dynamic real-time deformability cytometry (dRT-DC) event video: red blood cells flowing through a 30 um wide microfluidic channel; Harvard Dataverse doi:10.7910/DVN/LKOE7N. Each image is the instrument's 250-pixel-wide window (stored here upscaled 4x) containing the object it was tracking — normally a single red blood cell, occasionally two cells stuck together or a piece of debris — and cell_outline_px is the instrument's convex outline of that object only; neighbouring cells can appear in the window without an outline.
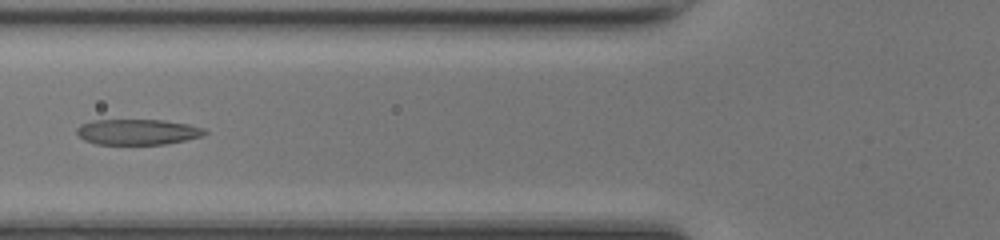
{"species": "common noctule bat (a hibernating species)", "species_latin": "Nyctalus noctula", "temperature_condition": "room temperature", "stored_images_in_passage": 48, "camera_frame_rate_fps": 3000, "um_per_image_px": 0.085, "animal": {"sex": "female", "body_mass_g": 17.0, "forearm_length_mm": 48.0}, "frame": {"image": 1, "passage_image": 18, "time_ms": 5.667, "image_size_px": [1000, 240], "cell_outline_px": [[208, 132], [204, 136], [164, 144], [96, 144], [84, 140], [76, 132], [76, 128], [80, 124], [92, 120], [160, 120], [188, 124], [204, 128]], "centroid_in_image_um": [11.68, 11.21], "position_along_channel_um": 114.1, "area_um2": 19.07}}
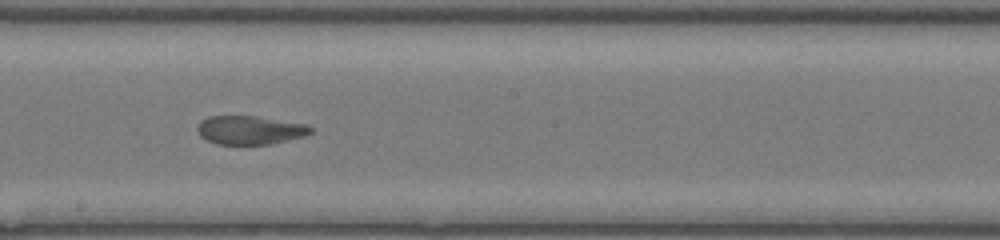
{"frame": {"image": 2, "passage_image": 26, "time_ms": 8.333, "image_size_px": [1000, 240], "cell_outline_px": [[312, 132], [304, 136], [272, 144], [216, 144], [200, 136], [196, 128], [200, 120], [208, 116], [252, 116], [304, 124], [312, 128]], "centroid_in_image_um": [21.19, 11.06], "position_along_channel_um": 227.0, "area_um2": 18.73}}
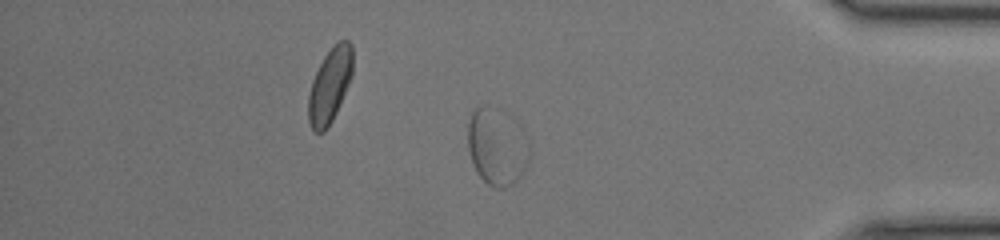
{"frame": {"image": 3, "passage_image": 40, "time_ms": 13.0, "image_size_px": [1000, 240], "cell_outline_px": [[528, 160], [520, 176], [512, 184], [504, 188], [496, 188], [488, 184], [476, 172], [472, 164], [468, 148], [468, 124], [472, 112], [476, 108], [484, 104], [488, 104], [528, 148]], "centroid_in_image_um": [42.08, 12.62], "position_along_channel_um": 393.1, "area_um2": 25.14}, "authors_computed_cell_mechanics": {"area_um2": 19.941, "velocity_mm_per_s": 4.2375, "shape_relaxation_time_tau1_ms": null, "shape_relaxation_time_tau2_ms": 1.5259, "deformation_change_tau1": null, "deformation_change_tau2": 0.0752}}